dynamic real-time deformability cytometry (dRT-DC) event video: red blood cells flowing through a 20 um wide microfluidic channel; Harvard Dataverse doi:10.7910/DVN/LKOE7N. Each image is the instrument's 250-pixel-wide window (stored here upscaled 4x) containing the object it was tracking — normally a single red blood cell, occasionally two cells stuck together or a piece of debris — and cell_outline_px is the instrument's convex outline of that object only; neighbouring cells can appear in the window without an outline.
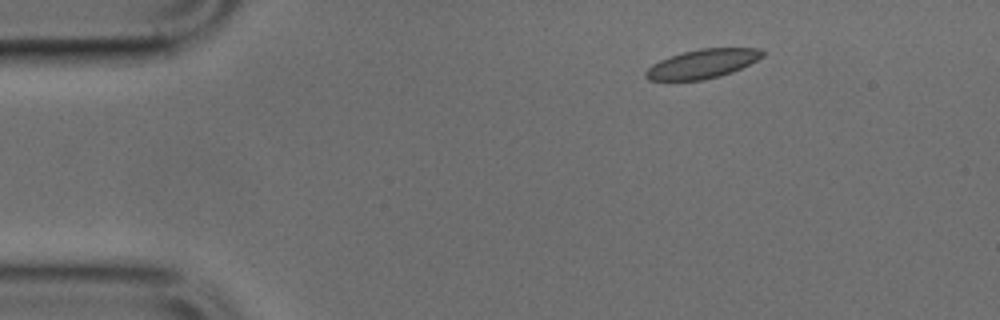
{"species": "common noctule bat (a hibernating species)", "species_latin": "Nyctalus noctula", "temperature_condition": "cold", "stored_images_in_passage": 32, "camera_frame_rate_fps": 3000, "um_per_image_px": 0.085, "animal": {"sex": "male", "body_mass_g": 17.9, "forearm_length_mm": 54.2}, "frame": {"image": 1, "passage_image": 1, "time_ms": 0.0, "image_size_px": [1000, 320], "cell_outline_px": [[764, 56], [732, 72], [720, 76], [700, 80], [648, 80], [644, 76], [644, 72], [652, 64], [660, 60], [684, 52], [700, 48], [760, 48], [764, 52]], "centroid_in_image_um": [59.7, 5.42], "position_along_channel_um": 25.3, "area_um2": 19.54}}
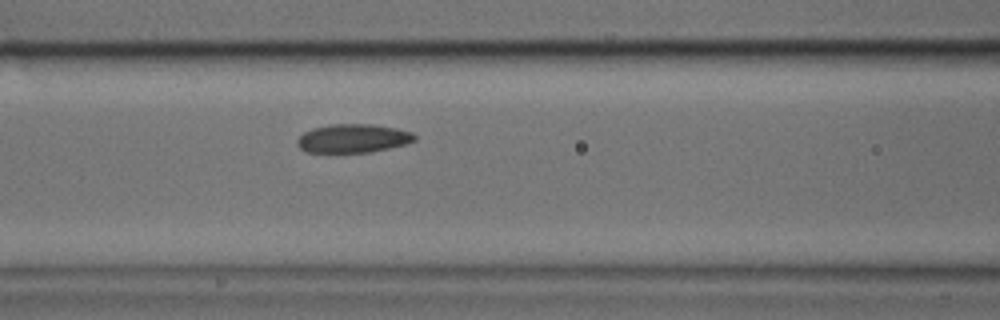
{"frame": {"image": 2, "passage_image": 14, "time_ms": 4.333, "image_size_px": [1000, 320], "cell_outline_px": [[416, 140], [408, 144], [368, 152], [304, 152], [296, 144], [296, 140], [304, 132], [312, 128], [332, 124], [372, 124], [396, 128], [412, 132], [416, 136]], "centroid_in_image_um": [30.0, 11.76], "position_along_channel_um": 136.6, "area_um2": 19.65}}
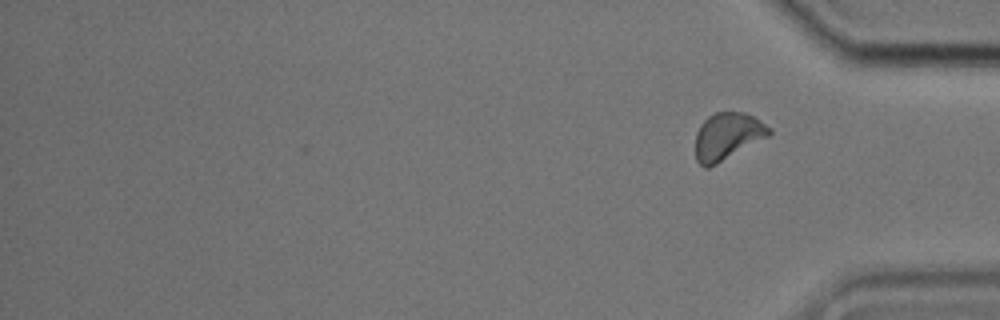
{"frame": {"image": 3, "passage_image": 32, "time_ms": 10.333, "image_size_px": [1000, 320], "cell_outline_px": [[772, 132], [768, 136], [716, 164], [708, 168], [704, 168], [696, 160], [696, 132], [700, 124], [708, 116], [716, 112], [744, 112], [752, 116], [772, 128]], "centroid_in_image_um": [61.81, 11.57], "position_along_channel_um": 373.4, "area_um2": 20.06}}